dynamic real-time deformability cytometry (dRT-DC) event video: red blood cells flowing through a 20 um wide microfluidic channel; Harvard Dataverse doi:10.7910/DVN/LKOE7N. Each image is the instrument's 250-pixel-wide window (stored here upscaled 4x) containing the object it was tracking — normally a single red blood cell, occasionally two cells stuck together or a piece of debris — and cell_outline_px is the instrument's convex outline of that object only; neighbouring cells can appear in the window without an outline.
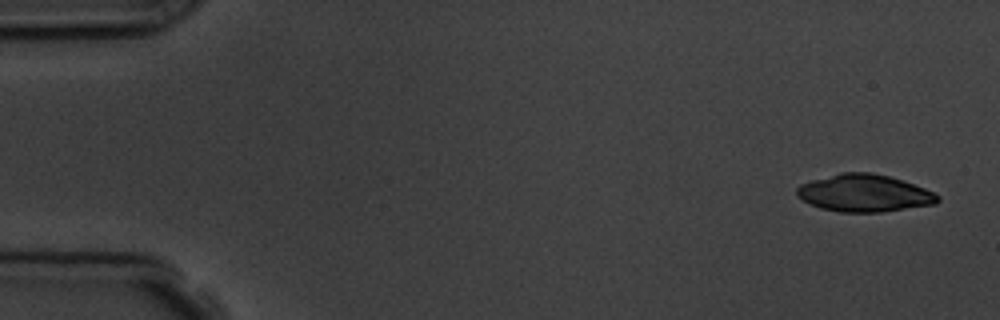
{"species": "common noctule bat (a hibernating species)", "species_latin": "Nyctalus noctula", "temperature_condition": "room temperature", "stored_images_in_passage": 4, "camera_frame_rate_fps": 3000, "um_per_image_px": 0.085, "animal": {"sex": "male", "body_mass_g": 19.5, "forearm_length_mm": 54.6}, "frame": {"image": 1, "passage_image": 1, "time_ms": 0.0, "image_size_px": [1000, 320], "cell_outline_px": [[940, 200], [936, 204], [880, 212], [840, 212], [820, 208], [808, 204], [796, 196], [796, 188], [800, 184], [812, 180], [840, 172], [872, 172], [888, 176], [924, 188], [940, 196]], "centroid_in_image_um": [73.42, 16.42], "position_along_channel_um": 11.6, "area_um2": 30.63}}